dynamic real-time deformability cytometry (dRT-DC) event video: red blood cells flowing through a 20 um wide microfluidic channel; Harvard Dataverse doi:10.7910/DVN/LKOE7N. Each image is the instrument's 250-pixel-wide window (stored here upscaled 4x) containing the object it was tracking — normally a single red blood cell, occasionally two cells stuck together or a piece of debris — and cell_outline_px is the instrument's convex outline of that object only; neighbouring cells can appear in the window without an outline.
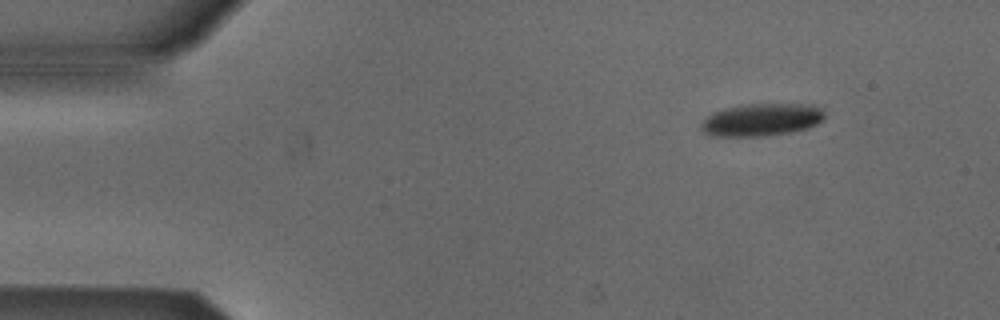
{"species": "Egyptian fruit bat (a non-hibernating species)", "species_latin": "Rousettus aegyptiacus", "temperature_condition": "cold", "stored_images_in_passage": 47, "camera_frame_rate_fps": 3000, "um_per_image_px": 0.085, "animal": {"sex": "male"}, "frame": {"image": 1, "passage_image": 1, "time_ms": 0.0, "image_size_px": [1000, 320], "cell_outline_px": [[824, 120], [808, 128], [792, 132], [764, 136], [712, 136], [704, 132], [700, 128], [700, 124], [712, 112], [724, 108], [744, 104], [816, 104], [824, 112]], "centroid_in_image_um": [64.74, 10.17], "position_along_channel_um": 20.3, "area_um2": 23.64}}
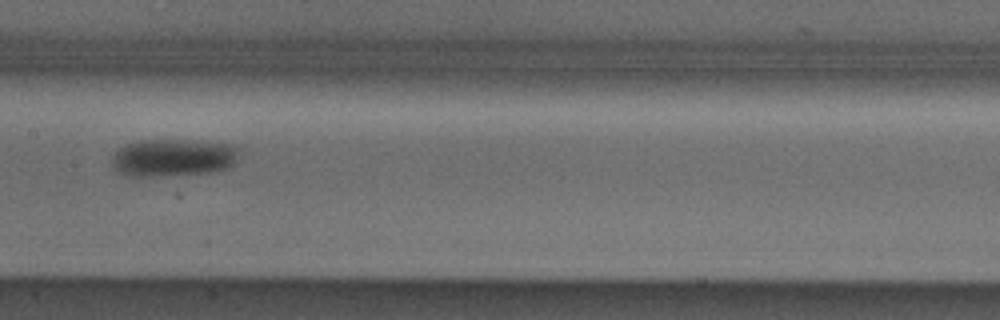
{"frame": {"image": 2, "passage_image": 21, "time_ms": 6.667, "image_size_px": [1000, 320], "cell_outline_px": [[240, 148], [236, 160], [228, 168], [208, 172], [152, 176], [132, 176], [116, 172], [112, 168], [112, 156], [116, 148], [140, 140], [200, 140], [232, 144]], "centroid_in_image_um": [14.69, 13.38], "position_along_channel_um": 192.7, "area_um2": 28.03}}
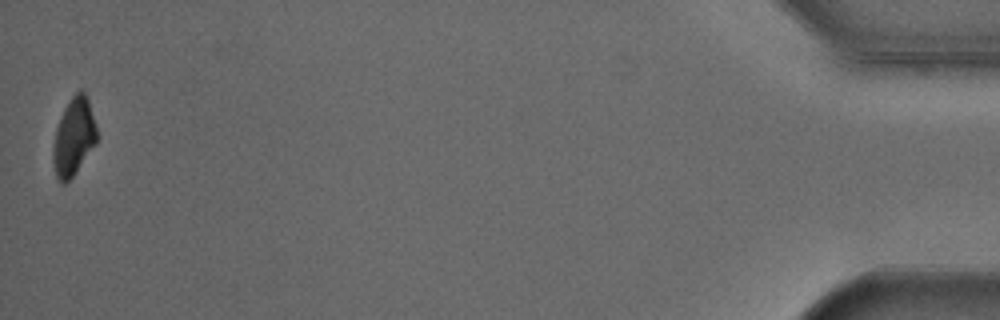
{"frame": {"image": 3, "passage_image": 47, "time_ms": 15.333, "image_size_px": [1000, 320], "cell_outline_px": [[96, 144], [72, 176], [64, 184], [60, 184], [56, 176], [52, 156], [52, 152], [56, 128], [60, 116], [64, 108], [72, 96], [80, 88], [84, 92], [88, 100], [96, 124]], "centroid_in_image_um": [6.25, 11.62], "position_along_channel_um": 428.9, "area_um2": 19.59}, "authors_computed_cell_mechanics": {"area_um2": 25.432, "velocity_mm_per_s": 3.8657, "shape_relaxation_time_tau1_ms": 2.9881, "shape_relaxation_time_tau2_ms": null, "deformation_change_tau1": 0.0862, "deformation_change_tau2": null}}